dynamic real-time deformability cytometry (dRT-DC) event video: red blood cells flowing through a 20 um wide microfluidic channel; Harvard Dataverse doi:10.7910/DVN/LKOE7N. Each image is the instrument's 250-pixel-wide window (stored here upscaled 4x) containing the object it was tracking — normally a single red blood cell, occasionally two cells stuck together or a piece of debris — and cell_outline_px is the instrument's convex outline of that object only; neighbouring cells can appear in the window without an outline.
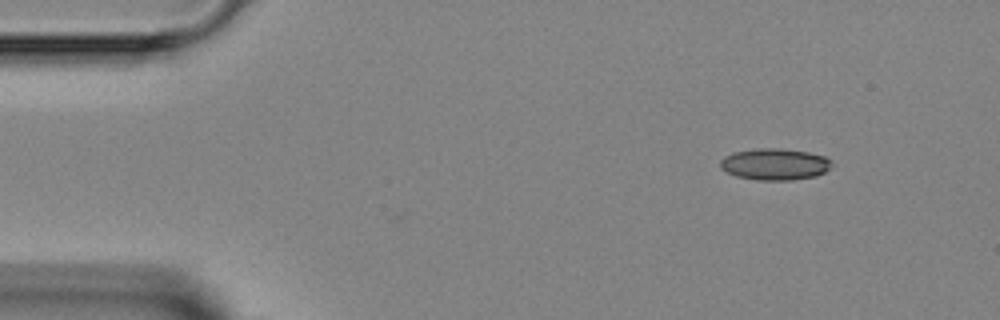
{"species": "Egyptian fruit bat (a non-hibernating species)", "species_latin": "Rousettus aegyptiacus", "temperature_condition": "room temperature", "stored_images_in_passage": 3, "camera_frame_rate_fps": 3000, "um_per_image_px": 0.085, "animal": {"sex": "female"}, "frame": {"image": 1, "passage_image": 1, "time_ms": 0.0, "image_size_px": [1000, 320], "cell_outline_px": [[832, 164], [824, 172], [816, 176], [792, 180], [756, 180], [736, 176], [720, 168], [720, 160], [724, 156], [732, 152], [756, 148], [780, 148], [808, 152], [824, 156], [832, 160]], "centroid_in_image_um": [65.83, 13.95], "position_along_channel_um": 19.2, "area_um2": 20.63}}